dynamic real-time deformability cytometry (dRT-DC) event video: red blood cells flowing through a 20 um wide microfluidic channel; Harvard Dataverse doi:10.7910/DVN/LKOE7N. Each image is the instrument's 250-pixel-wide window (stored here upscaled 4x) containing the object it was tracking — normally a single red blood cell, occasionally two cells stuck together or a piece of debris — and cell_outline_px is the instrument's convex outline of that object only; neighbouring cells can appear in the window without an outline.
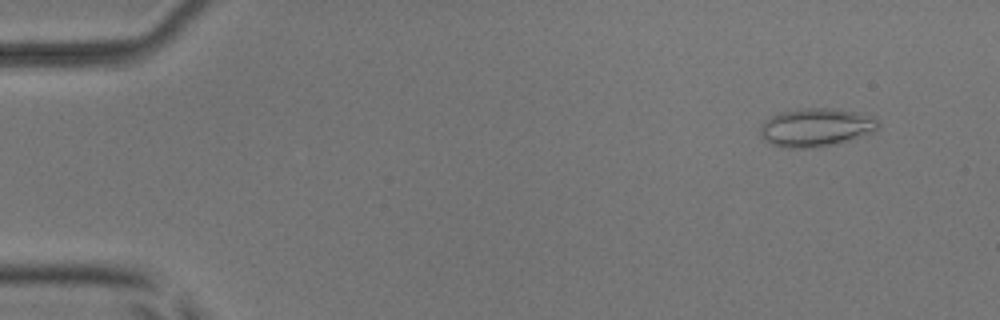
{"species": "common noctule bat (a hibernating species)", "species_latin": "Nyctalus noctula", "temperature_condition": "room temperature", "stored_images_in_passage": 5, "camera_frame_rate_fps": 3000, "um_per_image_px": 0.085, "animal": {"sex": "male", "body_mass_g": 17.9, "forearm_length_mm": 54.2}, "frame": {"image": 1, "passage_image": 2, "time_ms": 1.333, "image_size_px": [1000, 320], "cell_outline_px": [[880, 124], [872, 132], [832, 144], [804, 148], [788, 148], [772, 144], [764, 140], [760, 136], [760, 124], [772, 116], [780, 112], [804, 108], [832, 108], [856, 112], [872, 116]], "centroid_in_image_um": [69.3, 10.81], "position_along_channel_um": 15.7, "area_um2": 25.89}}